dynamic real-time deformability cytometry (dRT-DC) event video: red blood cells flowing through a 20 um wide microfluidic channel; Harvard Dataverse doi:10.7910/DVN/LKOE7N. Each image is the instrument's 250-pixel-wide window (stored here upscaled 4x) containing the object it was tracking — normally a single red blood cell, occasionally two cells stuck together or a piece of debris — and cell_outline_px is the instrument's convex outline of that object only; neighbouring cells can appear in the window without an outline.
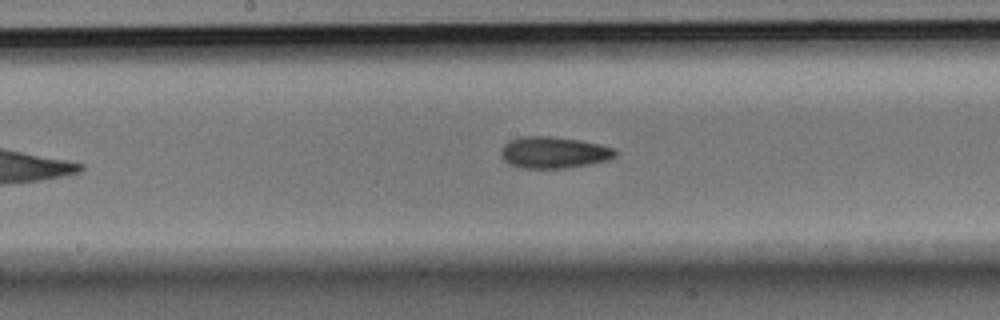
{"species": "Egyptian fruit bat (a non-hibernating species)", "species_latin": "Rousettus aegyptiacus", "temperature_condition": "room temperature", "stored_images_in_passage": 8, "camera_frame_rate_fps": 3000, "um_per_image_px": 0.085, "animal": {"sex": "male"}, "frame": {"image": 1, "passage_image": 8, "time_ms": 2.333, "image_size_px": [1000, 320], "cell_outline_px": [[616, 156], [608, 160], [588, 164], [564, 168], [524, 168], [508, 164], [500, 156], [500, 148], [508, 140], [520, 136], [548, 136], [580, 140], [600, 144], [616, 148]], "centroid_in_image_um": [47.04, 12.95], "position_along_channel_um": 201.2, "area_um2": 21.21}}